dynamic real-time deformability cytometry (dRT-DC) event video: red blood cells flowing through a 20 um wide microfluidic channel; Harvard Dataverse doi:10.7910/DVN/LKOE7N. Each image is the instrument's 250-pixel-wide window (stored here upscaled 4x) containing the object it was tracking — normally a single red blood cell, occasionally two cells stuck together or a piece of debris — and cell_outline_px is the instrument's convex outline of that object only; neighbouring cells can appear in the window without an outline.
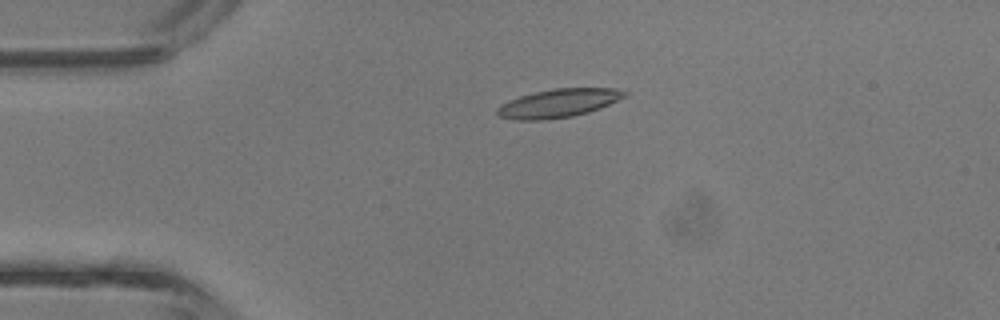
{"species": "common noctule bat (a hibernating species)", "species_latin": "Nyctalus noctula", "temperature_condition": "room temperature", "stored_images_in_passage": 2, "camera_frame_rate_fps": 3000, "um_per_image_px": 0.085, "animal": {"sex": "male", "body_mass_g": 13.3}, "frame": {"image": 1, "passage_image": 1, "time_ms": 0.0, "image_size_px": [1000, 320], "cell_outline_px": [[628, 96], [600, 108], [588, 112], [572, 116], [544, 120], [516, 120], [500, 116], [496, 112], [496, 108], [500, 104], [520, 96], [536, 92], [556, 88], [616, 88], [628, 92]], "centroid_in_image_um": [47.5, 8.77], "position_along_channel_um": 37.5, "area_um2": 21.1}}